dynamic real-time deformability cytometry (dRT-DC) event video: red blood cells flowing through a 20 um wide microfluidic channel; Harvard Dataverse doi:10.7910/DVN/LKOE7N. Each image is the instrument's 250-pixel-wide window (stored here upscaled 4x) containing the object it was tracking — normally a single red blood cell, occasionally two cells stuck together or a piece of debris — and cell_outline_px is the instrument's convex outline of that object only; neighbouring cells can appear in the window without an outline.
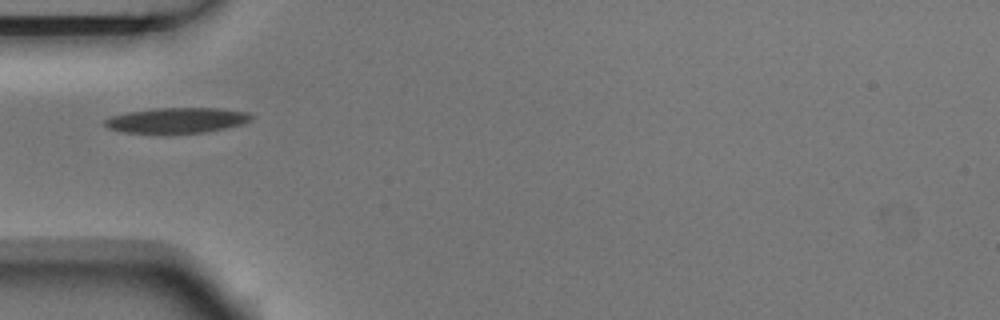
{"species": "Egyptian fruit bat (a non-hibernating species)", "species_latin": "Rousettus aegyptiacus", "temperature_condition": "room temperature", "stored_images_in_passage": 4, "camera_frame_rate_fps": 3000, "um_per_image_px": 0.085, "animal": {"sex": "male"}, "frame": {"image": 1, "passage_image": 1, "time_ms": 0.0, "image_size_px": [1000, 320], "cell_outline_px": [[252, 120], [240, 124], [208, 132], [120, 132], [108, 128], [104, 124], [104, 120], [112, 116], [128, 112], [156, 108], [220, 108], [248, 112], [252, 116]], "centroid_in_image_um": [15.04, 10.21], "position_along_channel_um": 70.0, "area_um2": 21.27}}
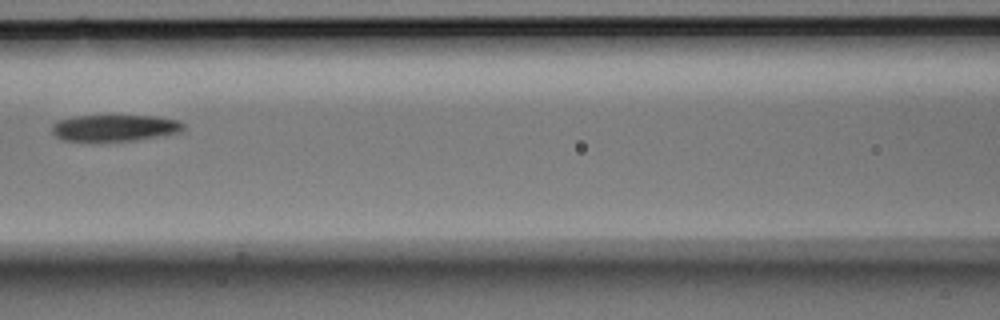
{"frame": {"image": 2, "passage_image": 3, "time_ms": 0.667, "image_size_px": [1000, 320], "cell_outline_px": [[184, 128], [180, 132], [164, 136], [132, 140], [60, 140], [52, 132], [52, 124], [56, 120], [76, 116], [156, 116], [180, 120], [184, 124]], "centroid_in_image_um": [9.77, 10.86], "position_along_channel_um": 156.8, "area_um2": 20.23}}
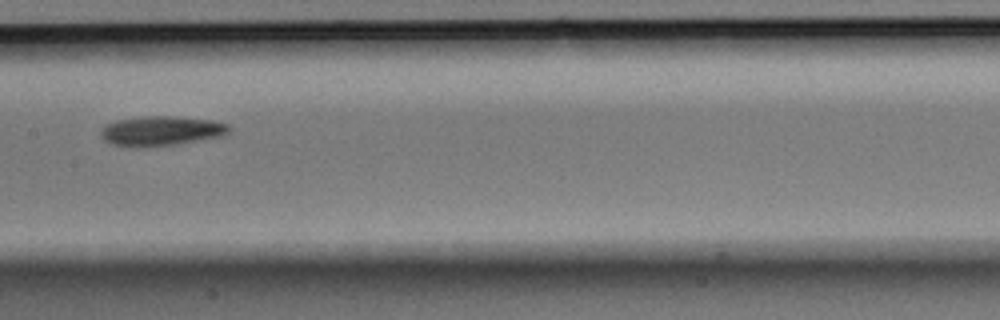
{"frame": {"image": 3, "passage_image": 4, "time_ms": 1.0, "image_size_px": [1000, 320], "cell_outline_px": [[232, 128], [224, 136], [176, 144], [112, 144], [104, 140], [100, 136], [100, 132], [104, 124], [116, 120], [144, 116], [172, 116], [212, 120], [228, 124]], "centroid_in_image_um": [13.75, 11.08], "position_along_channel_um": 193.6, "area_um2": 21.5}}